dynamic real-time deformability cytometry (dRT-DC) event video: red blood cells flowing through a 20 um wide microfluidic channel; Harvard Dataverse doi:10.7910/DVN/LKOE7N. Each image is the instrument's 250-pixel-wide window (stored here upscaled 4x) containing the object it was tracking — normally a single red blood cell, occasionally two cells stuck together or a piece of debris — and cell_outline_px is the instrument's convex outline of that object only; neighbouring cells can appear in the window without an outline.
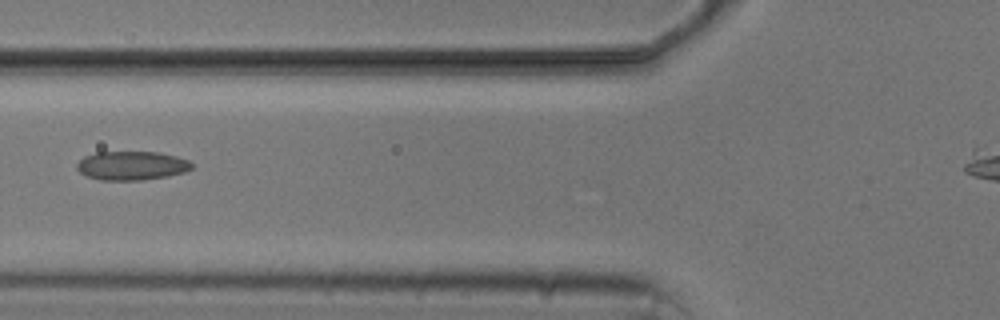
{"species": "common noctule bat (a hibernating species)", "species_latin": "Nyctalus noctula", "temperature_condition": "cold", "stored_images_in_passage": 9, "camera_frame_rate_fps": 3000, "um_per_image_px": 0.085, "animal": {"sex": "male", "body_mass_g": 20.5, "forearm_length_mm": 52.5}, "frame": {"image": 1, "passage_image": 4, "time_ms": 3.667, "image_size_px": [1000, 320], "cell_outline_px": [[192, 168], [184, 172], [168, 176], [144, 180], [100, 180], [88, 176], [80, 172], [76, 168], [76, 164], [84, 156], [96, 152], [160, 152], [176, 156], [188, 160], [192, 164]], "centroid_in_image_um": [11.19, 14.08], "position_along_channel_um": 114.6, "area_um2": 19.36}}
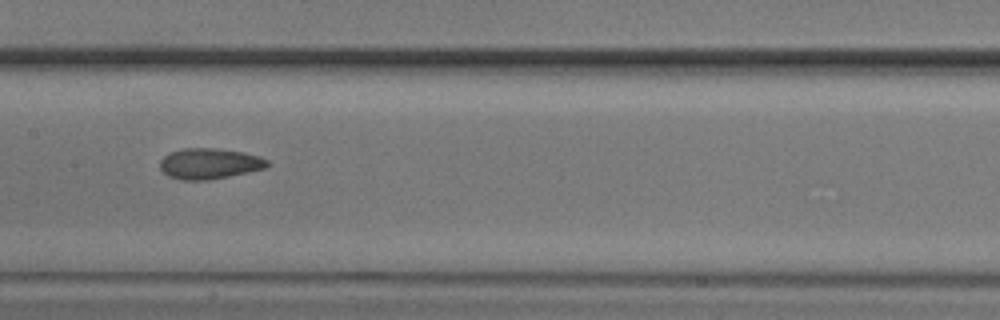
{"frame": {"image": 2, "passage_image": 6, "time_ms": 5.667, "image_size_px": [1000, 320], "cell_outline_px": [[268, 164], [264, 168], [248, 172], [208, 180], [180, 180], [168, 176], [160, 168], [160, 160], [164, 156], [172, 152], [184, 148], [216, 148], [244, 152], [260, 156], [268, 160]], "centroid_in_image_um": [17.79, 13.9], "position_along_channel_um": 189.6, "area_um2": 19.13}}
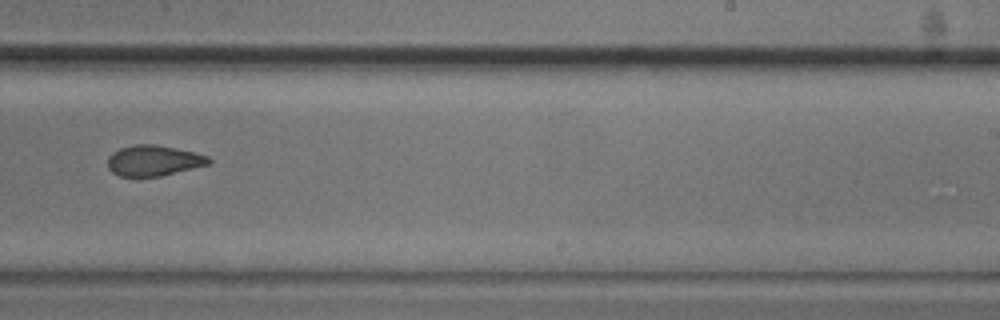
{"frame": {"image": 3, "passage_image": 8, "time_ms": 8.0, "image_size_px": [1000, 320], "cell_outline_px": [[212, 164], [160, 176], [120, 176], [112, 172], [108, 168], [108, 156], [112, 152], [120, 148], [136, 144], [156, 144], [176, 148], [208, 156], [212, 160]], "centroid_in_image_um": [13.07, 13.64], "position_along_channel_um": 275.9, "area_um2": 18.09}}